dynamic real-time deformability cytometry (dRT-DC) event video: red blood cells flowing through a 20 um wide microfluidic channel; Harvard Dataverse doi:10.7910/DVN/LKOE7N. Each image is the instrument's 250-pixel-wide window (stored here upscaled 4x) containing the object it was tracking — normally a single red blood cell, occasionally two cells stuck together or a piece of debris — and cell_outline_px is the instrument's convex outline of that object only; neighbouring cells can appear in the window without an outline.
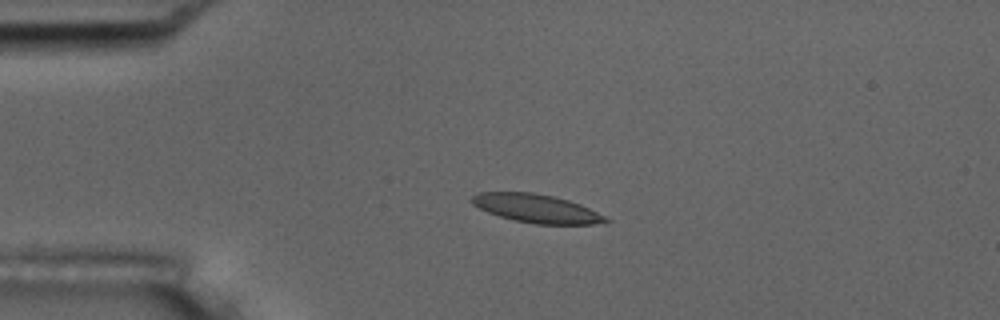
{"species": "common noctule bat (a hibernating species)", "species_latin": "Nyctalus noctula", "temperature_condition": "room temperature", "stored_images_in_passage": 3, "camera_frame_rate_fps": 3000, "um_per_image_px": 0.085, "animal": {"sex": "male", "body_mass_g": 17.5, "forearm_length_mm": 52.3}, "frame": {"image": 1, "passage_image": 2, "time_ms": 1.333, "image_size_px": [1000, 320], "cell_outline_px": [[612, 220], [608, 224], [536, 224], [516, 220], [500, 216], [488, 212], [472, 204], [472, 196], [476, 192], [532, 192], [552, 196], [568, 200], [580, 204]], "centroid_in_image_um": [45.63, 17.72], "position_along_channel_um": 39.4, "area_um2": 22.08}}